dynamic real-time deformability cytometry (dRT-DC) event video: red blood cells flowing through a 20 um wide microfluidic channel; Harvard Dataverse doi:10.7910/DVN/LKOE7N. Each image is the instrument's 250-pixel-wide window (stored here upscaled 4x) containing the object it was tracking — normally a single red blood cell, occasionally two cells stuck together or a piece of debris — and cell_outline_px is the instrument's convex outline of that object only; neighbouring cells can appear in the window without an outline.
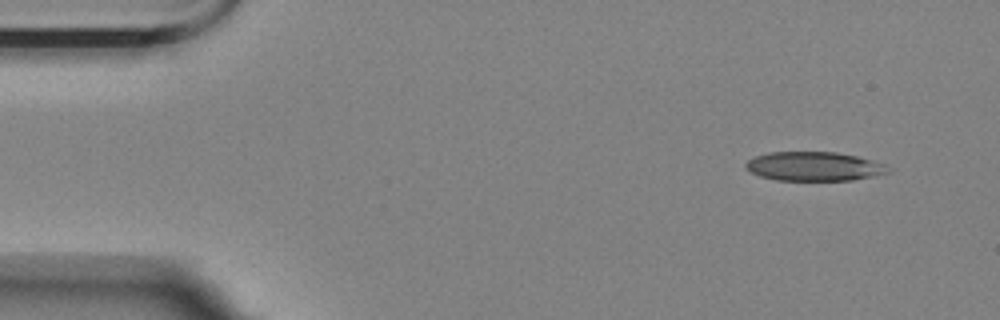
{"species": "Egyptian fruit bat (a non-hibernating species)", "species_latin": "Rousettus aegyptiacus", "temperature_condition": "room temperature", "stored_images_in_passage": 53, "camera_frame_rate_fps": 3000, "um_per_image_px": 0.085, "animal": {"sex": "female"}, "frame": {"image": 1, "passage_image": 1, "time_ms": 0.0, "image_size_px": [1000, 320], "cell_outline_px": [[888, 172], [872, 176], [852, 180], [776, 180], [760, 176], [744, 168], [744, 164], [748, 160], [756, 156], [768, 152], [836, 152], [856, 156], [884, 164]], "centroid_in_image_um": [69.12, 14.14], "position_along_channel_um": 15.9, "area_um2": 23.81}}
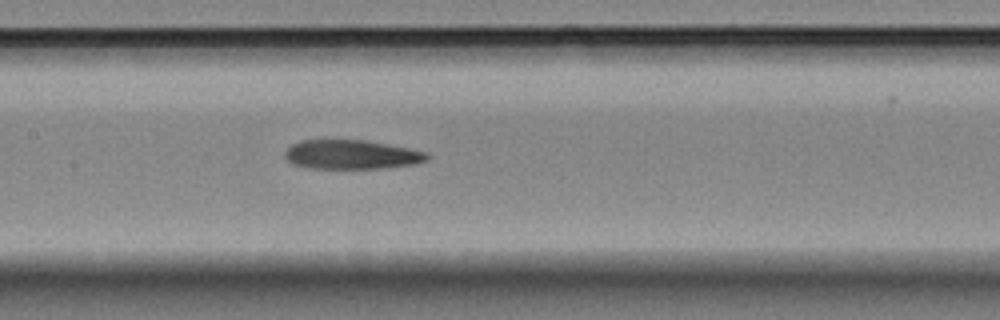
{"frame": {"image": 2, "passage_image": 23, "time_ms": 7.333, "image_size_px": [1000, 320], "cell_outline_px": [[432, 156], [428, 160], [416, 164], [384, 168], [308, 168], [292, 164], [284, 156], [284, 152], [292, 144], [300, 140], [364, 140], [408, 148], [424, 152]], "centroid_in_image_um": [29.87, 13.14], "position_along_channel_um": 177.5, "area_um2": 24.16}}
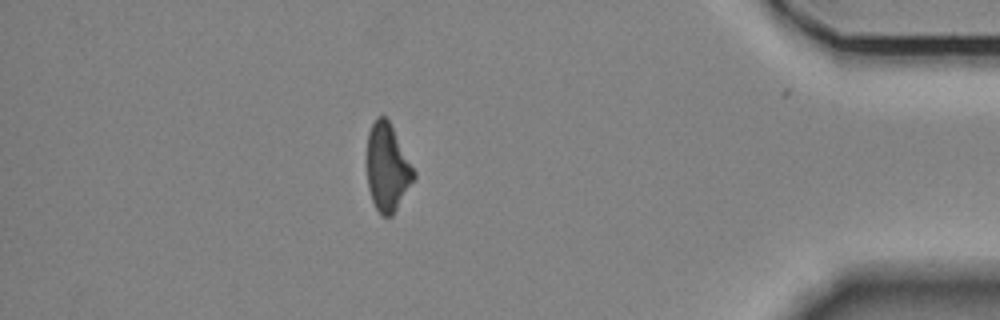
{"frame": {"image": 3, "passage_image": 46, "time_ms": 15.0, "image_size_px": [1000, 320], "cell_outline_px": [[416, 176], [392, 216], [380, 216], [372, 200], [368, 188], [368, 132], [376, 116], [384, 116], [388, 120], [416, 172]], "centroid_in_image_um": [32.93, 14.26], "position_along_channel_um": 402.3, "area_um2": 23.52}, "authors_computed_cell_mechanics": {"area_um2": 25.2586, "velocity_mm_per_s": 3.4755, "shape_relaxation_time_tau1_ms": null, "shape_relaxation_time_tau2_ms": 7.0994, "deformation_change_tau1": null, "deformation_change_tau2": 0.1696}}